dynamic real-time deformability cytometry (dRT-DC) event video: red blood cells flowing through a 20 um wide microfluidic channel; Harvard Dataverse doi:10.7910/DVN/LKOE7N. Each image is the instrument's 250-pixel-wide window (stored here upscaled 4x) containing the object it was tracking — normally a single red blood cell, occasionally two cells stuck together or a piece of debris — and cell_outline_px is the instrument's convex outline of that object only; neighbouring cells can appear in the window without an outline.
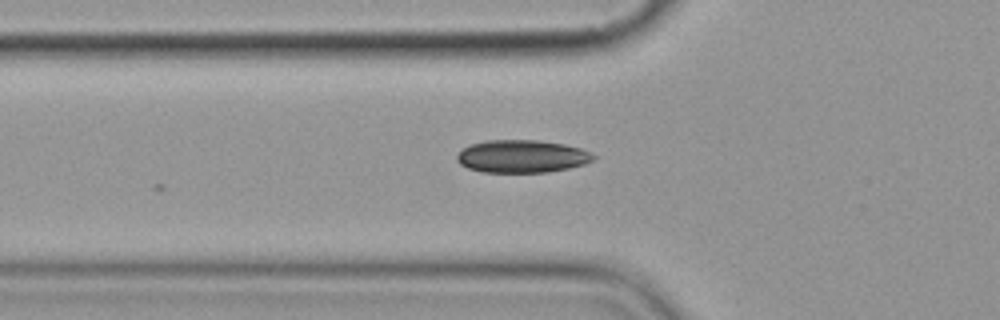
{"species": "common noctule bat (a hibernating species)", "species_latin": "Nyctalus noctula", "temperature_condition": "cold", "stored_images_in_passage": 3, "camera_frame_rate_fps": 3000, "um_per_image_px": 0.085, "animal": {"sex": "female", "body_mass_g": 19.9}, "frame": {"image": 1, "passage_image": 3, "time_ms": 2.333, "image_size_px": [1000, 320], "cell_outline_px": [[596, 156], [592, 160], [584, 164], [568, 168], [548, 172], [480, 172], [468, 168], [460, 164], [456, 160], [456, 156], [464, 148], [472, 144], [484, 140], [540, 140], [564, 144], [580, 148], [592, 152]], "centroid_in_image_um": [44.36, 13.28], "position_along_channel_um": 81.4, "area_um2": 26.07}}